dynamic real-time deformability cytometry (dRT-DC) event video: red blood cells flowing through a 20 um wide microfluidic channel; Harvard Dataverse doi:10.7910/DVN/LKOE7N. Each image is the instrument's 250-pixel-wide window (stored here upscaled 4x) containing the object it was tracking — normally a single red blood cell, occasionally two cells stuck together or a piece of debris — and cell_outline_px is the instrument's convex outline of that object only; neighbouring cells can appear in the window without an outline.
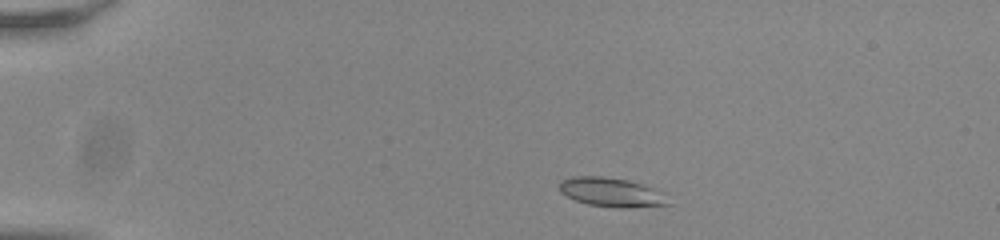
{"species": "common noctule bat (a hibernating species)", "species_latin": "Nyctalus noctula", "temperature_condition": "room temperature", "stored_images_in_passage": 44, "camera_frame_rate_fps": 3000, "um_per_image_px": 0.085, "animal": {"sex": "male", "body_mass_g": 20.0, "forearm_length_mm": 53.3}, "frame": {"image": 1, "passage_image": 1, "time_ms": 0.0, "image_size_px": [1000, 240], "cell_outline_px": [[672, 204], [620, 208], [616, 208], [588, 204], [576, 200], [560, 192], [560, 180], [572, 176], [600, 176], [628, 180], [644, 184], [660, 192]], "centroid_in_image_um": [51.94, 16.33], "position_along_channel_um": 33.1, "area_um2": 18.26}}
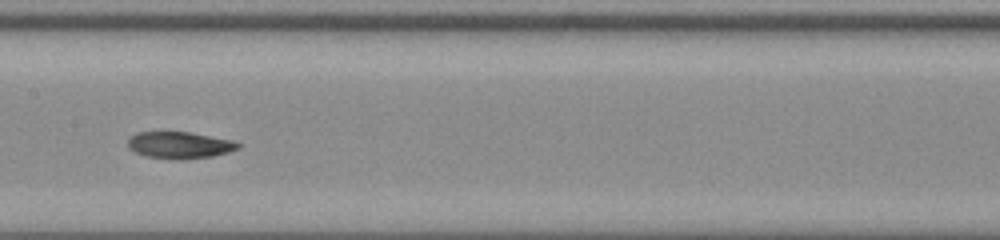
{"frame": {"image": 2, "passage_image": 19, "time_ms": 6.0, "image_size_px": [1000, 240], "cell_outline_px": [[240, 148], [228, 152], [212, 156], [180, 160], [148, 156], [136, 152], [128, 148], [128, 140], [136, 132], [188, 132], [232, 140], [240, 144]], "centroid_in_image_um": [15.27, 12.33], "position_along_channel_um": 192.1, "area_um2": 16.99}}
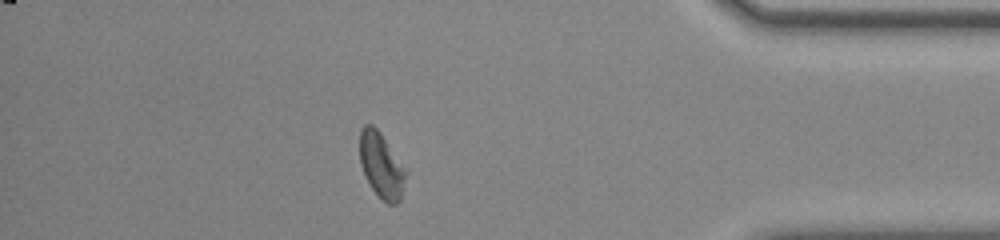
{"frame": {"image": 3, "passage_image": 38, "time_ms": 12.333, "image_size_px": [1000, 240], "cell_outline_px": [[408, 172], [400, 200], [396, 204], [388, 204], [372, 188], [360, 164], [360, 128], [364, 124], [372, 124], [380, 132], [408, 168]], "centroid_in_image_um": [32.46, 14.02], "position_along_channel_um": 402.7, "area_um2": 17.74}, "authors_computed_cell_mechanics": {"area_um2": 17.6868, "velocity_mm_per_s": 3.8162, "shape_relaxation_time_tau1_ms": null, "shape_relaxation_time_tau2_ms": 3.8303, "deformation_change_tau1": null, "deformation_change_tau2": 0.0906}}